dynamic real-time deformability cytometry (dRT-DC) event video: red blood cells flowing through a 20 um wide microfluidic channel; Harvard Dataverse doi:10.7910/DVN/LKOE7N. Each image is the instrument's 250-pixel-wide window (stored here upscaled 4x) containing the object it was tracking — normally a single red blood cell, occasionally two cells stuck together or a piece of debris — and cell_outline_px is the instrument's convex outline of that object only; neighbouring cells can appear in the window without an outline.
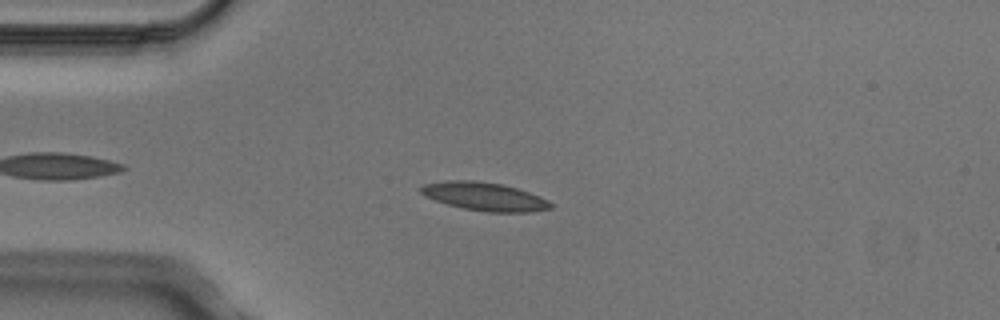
{"species": "Egyptian fruit bat (a non-hibernating species)", "species_latin": "Rousettus aegyptiacus", "temperature_condition": "cold", "stored_images_in_passage": 6, "camera_frame_rate_fps": 3000, "um_per_image_px": 0.085, "animal": {"sex": "male"}, "frame": {"image": 1, "passage_image": 4, "time_ms": 1.0, "image_size_px": [1000, 320], "cell_outline_px": [[552, 208], [528, 212], [488, 212], [464, 208], [448, 204], [424, 196], [420, 192], [420, 188], [424, 184], [444, 180], [476, 180], [500, 184], [516, 188], [540, 196], [548, 200], [552, 204]], "centroid_in_image_um": [41.17, 16.69], "position_along_channel_um": 43.8, "area_um2": 21.27}}
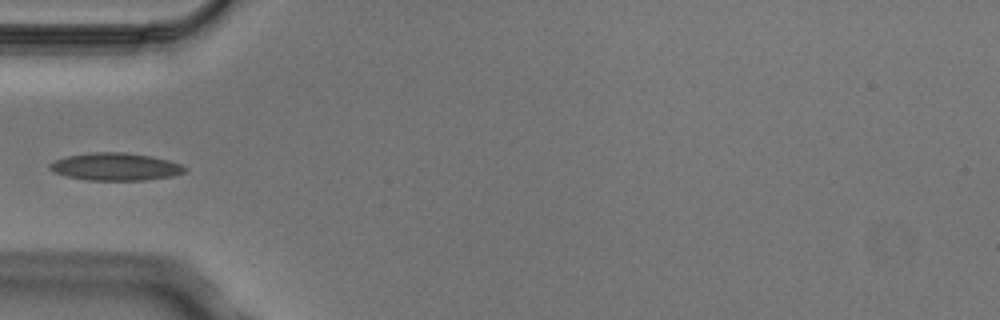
{"frame": {"image": 2, "passage_image": 5, "time_ms": 1.333, "image_size_px": [1000, 320], "cell_outline_px": [[188, 168], [184, 172], [172, 176], [144, 180], [88, 180], [64, 176], [48, 168], [48, 164], [64, 156], [92, 152], [124, 152], [152, 156], [168, 160], [180, 164]], "centroid_in_image_um": [9.79, 14.16], "position_along_channel_um": 75.2, "area_um2": 21.73}}
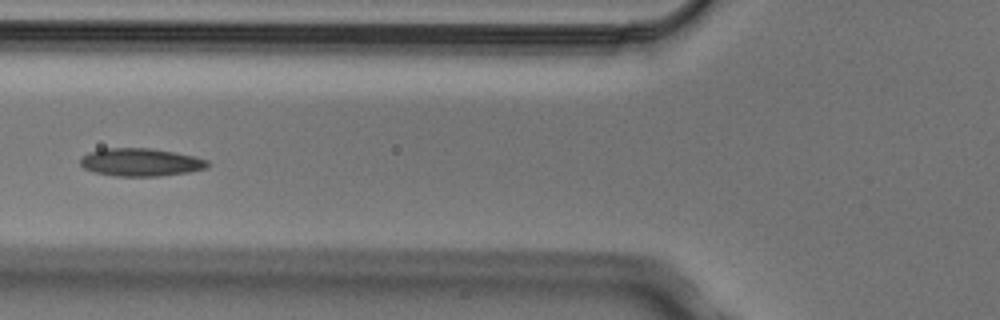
{"frame": {"image": 3, "passage_image": 6, "time_ms": 1.667, "image_size_px": [1000, 320], "cell_outline_px": [[208, 168], [188, 172], [160, 176], [116, 176], [92, 172], [84, 168], [80, 164], [80, 160], [88, 152], [104, 148], [152, 148], [176, 152], [196, 156], [208, 160]], "centroid_in_image_um": [11.97, 13.78], "position_along_channel_um": 113.8, "area_um2": 20.87}}